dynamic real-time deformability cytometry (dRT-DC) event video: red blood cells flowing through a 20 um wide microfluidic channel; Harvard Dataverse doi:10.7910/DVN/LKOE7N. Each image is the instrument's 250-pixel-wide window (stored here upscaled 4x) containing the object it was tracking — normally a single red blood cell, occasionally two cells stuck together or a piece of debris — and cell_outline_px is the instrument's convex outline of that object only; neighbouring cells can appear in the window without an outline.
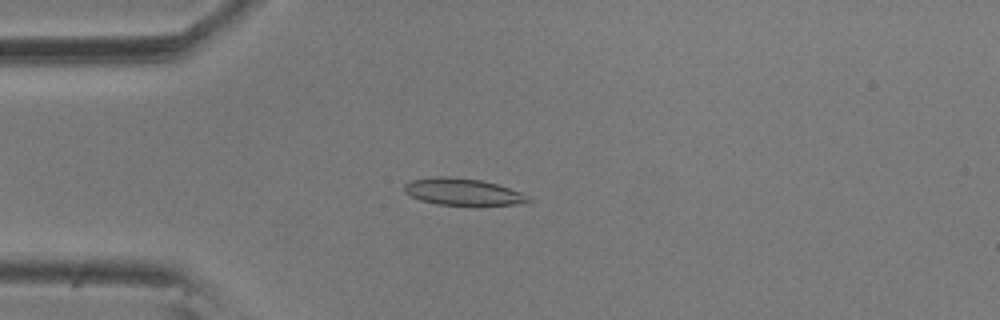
{"species": "common noctule bat (a hibernating species)", "species_latin": "Nyctalus noctula", "temperature_condition": "room temperature", "stored_images_in_passage": 13, "camera_frame_rate_fps": 3000, "um_per_image_px": 0.085, "animal": {"sex": "male", "body_mass_g": 20.5, "forearm_length_mm": 52.5}, "frame": {"image": 1, "passage_image": 2, "time_ms": 0.333, "image_size_px": [1000, 320], "cell_outline_px": [[532, 200], [528, 204], [436, 204], [420, 200], [404, 192], [404, 184], [408, 180], [436, 176], [448, 176], [480, 180], [496, 184], [520, 192], [528, 196]], "centroid_in_image_um": [39.3, 16.29], "position_along_channel_um": 45.7, "area_um2": 19.19}}
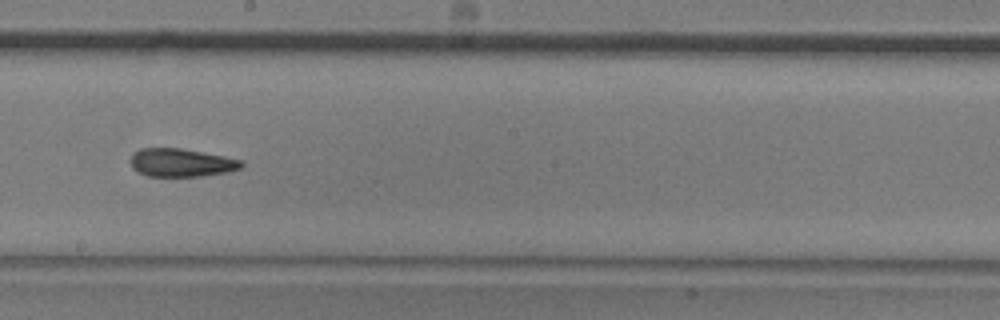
{"frame": {"image": 2, "passage_image": 7, "time_ms": 2.0, "image_size_px": [1000, 320], "cell_outline_px": [[244, 164], [240, 168], [228, 172], [200, 176], [148, 176], [136, 172], [132, 168], [128, 160], [132, 152], [140, 148], [180, 148], [224, 156], [244, 160]], "centroid_in_image_um": [15.35, 13.82], "position_along_channel_um": 232.8, "area_um2": 18.5}}
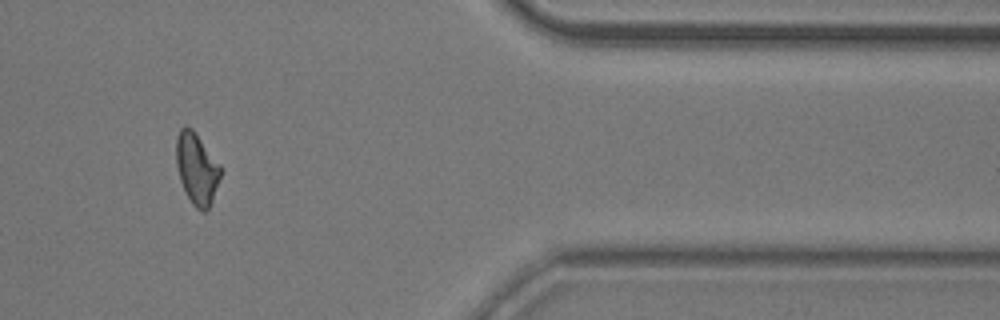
{"frame": {"image": 3, "passage_image": 11, "time_ms": 3.333, "image_size_px": [1000, 320], "cell_outline_px": [[224, 172], [212, 200], [208, 208], [204, 212], [200, 212], [192, 204], [180, 180], [176, 164], [176, 136], [180, 128], [184, 124], [192, 128], [224, 168]], "centroid_in_image_um": [16.76, 14.31], "position_along_channel_um": 394.6, "area_um2": 18.9}}